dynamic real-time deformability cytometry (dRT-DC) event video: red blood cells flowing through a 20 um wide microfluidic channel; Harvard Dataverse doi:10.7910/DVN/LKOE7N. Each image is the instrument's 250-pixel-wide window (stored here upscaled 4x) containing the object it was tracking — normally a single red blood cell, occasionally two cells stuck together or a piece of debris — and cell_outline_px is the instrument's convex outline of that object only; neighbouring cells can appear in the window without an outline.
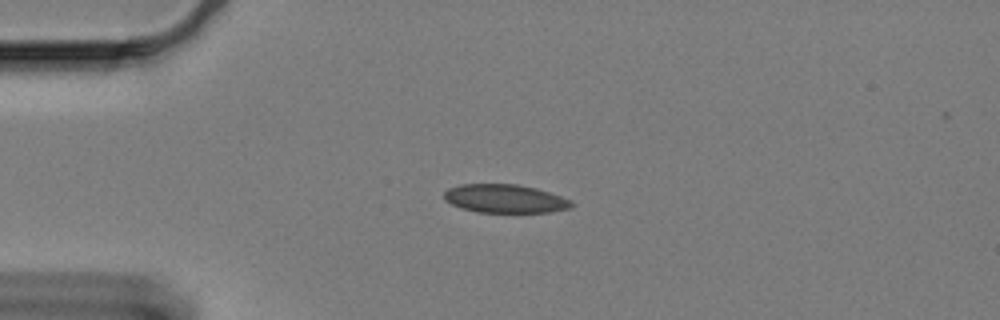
{"species": "Egyptian fruit bat (a non-hibernating species)", "species_latin": "Rousettus aegyptiacus", "temperature_condition": "cold", "stored_images_in_passage": 7, "camera_frame_rate_fps": 3000, "um_per_image_px": 0.085, "animal": {"sex": "female"}, "frame": {"image": 1, "passage_image": 1, "time_ms": 0.0, "image_size_px": [1000, 320], "cell_outline_px": [[576, 204], [568, 208], [548, 212], [476, 212], [460, 208], [444, 200], [444, 192], [448, 188], [460, 184], [516, 184], [536, 188], [572, 200]], "centroid_in_image_um": [42.9, 16.88], "position_along_channel_um": 42.1, "area_um2": 21.15}}
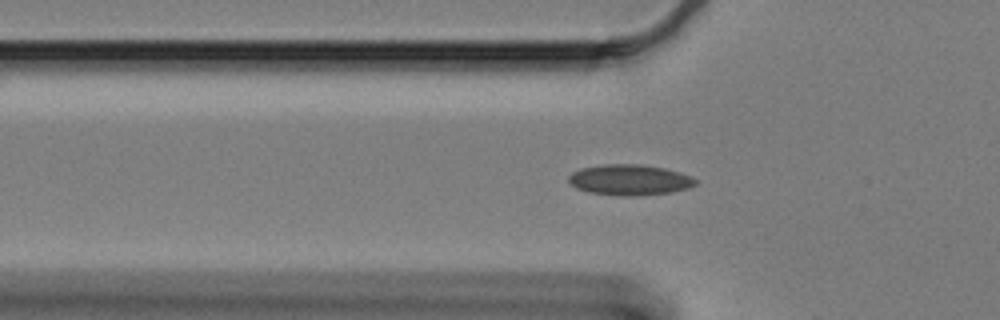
{"frame": {"image": 2, "passage_image": 6, "time_ms": 1.667, "image_size_px": [1000, 320], "cell_outline_px": [[696, 184], [688, 188], [672, 192], [636, 196], [616, 196], [588, 192], [576, 188], [568, 180], [568, 176], [572, 172], [580, 168], [604, 164], [640, 164], [664, 168], [680, 172], [692, 176], [696, 180]], "centroid_in_image_um": [53.51, 15.29], "position_along_channel_um": 72.3, "area_um2": 22.89}}